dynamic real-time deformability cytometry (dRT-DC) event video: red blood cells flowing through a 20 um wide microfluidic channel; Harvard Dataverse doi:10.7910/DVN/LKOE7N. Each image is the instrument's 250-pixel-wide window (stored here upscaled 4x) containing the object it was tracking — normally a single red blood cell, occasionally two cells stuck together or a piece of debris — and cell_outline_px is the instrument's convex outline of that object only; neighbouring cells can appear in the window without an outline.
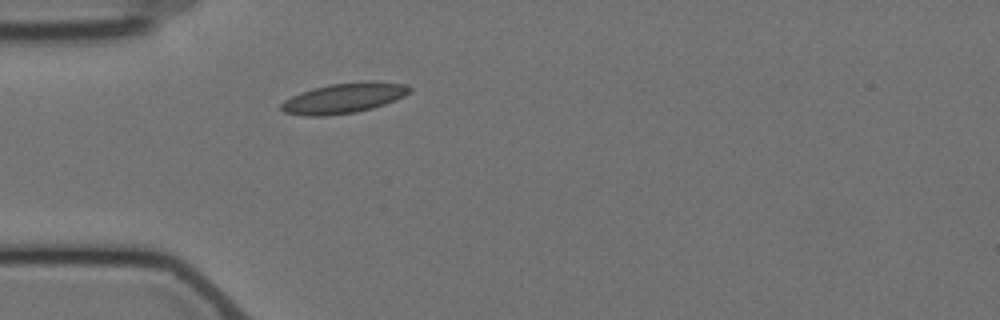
{"species": "Egyptian fruit bat (a non-hibernating species)", "species_latin": "Rousettus aegyptiacus", "temperature_condition": "cold", "stored_images_in_passage": 1, "camera_frame_rate_fps": 3000, "um_per_image_px": 0.085, "animal": {"sex": "female"}, "frame": {"image": 1, "passage_image": 1, "time_ms": 0.0, "image_size_px": [1000, 320], "cell_outline_px": [[412, 92], [396, 100], [372, 108], [356, 112], [324, 116], [304, 116], [284, 112], [280, 108], [280, 104], [284, 100], [300, 92], [312, 88], [328, 84], [368, 80], [376, 80], [408, 84], [412, 88]], "centroid_in_image_um": [29.26, 8.32], "position_along_channel_um": 55.7, "area_um2": 23.06}}